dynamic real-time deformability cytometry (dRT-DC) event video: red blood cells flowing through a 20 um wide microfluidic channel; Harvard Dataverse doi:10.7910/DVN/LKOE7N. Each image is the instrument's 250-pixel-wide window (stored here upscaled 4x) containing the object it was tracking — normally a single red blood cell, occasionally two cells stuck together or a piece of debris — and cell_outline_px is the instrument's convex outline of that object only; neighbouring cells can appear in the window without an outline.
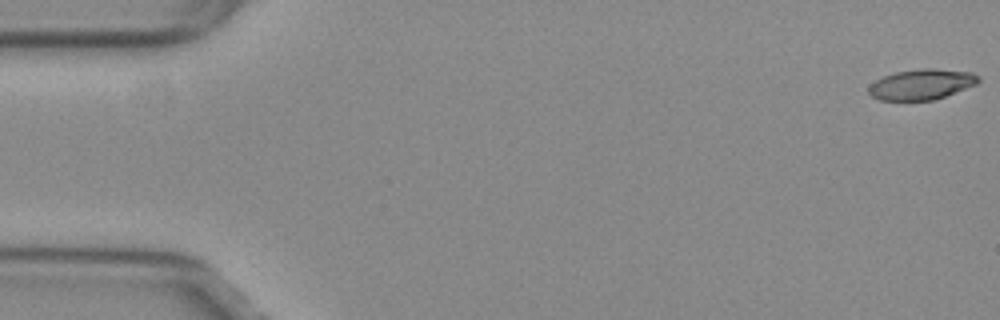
{"species": "common noctule bat (a hibernating species)", "species_latin": "Nyctalus noctula", "temperature_condition": "warm", "stored_images_in_passage": 54, "camera_frame_rate_fps": 3000, "um_per_image_px": 0.085, "animal": {"sex": "female", "body_mass_g": 29.2, "forearm_length_mm": 56.3}, "frame": {"image": 1, "passage_image": 1, "time_ms": 0.0, "image_size_px": [1000, 320], "cell_outline_px": [[980, 80], [976, 84], [944, 96], [932, 100], [880, 100], [872, 96], [868, 92], [868, 88], [876, 80], [884, 76], [896, 72], [920, 68], [932, 68], [972, 72], [980, 76]], "centroid_in_image_um": [78.34, 7.16], "position_along_channel_um": 6.7, "area_um2": 19.31}}
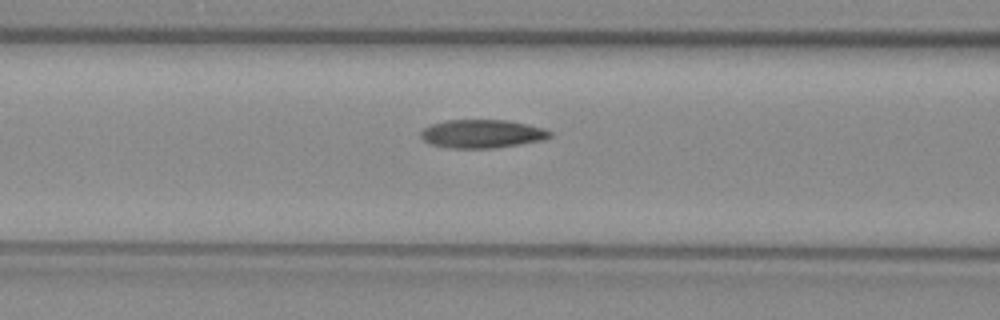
{"frame": {"image": 2, "passage_image": 22, "time_ms": 7.0, "image_size_px": [1000, 320], "cell_outline_px": [[552, 136], [544, 140], [520, 144], [492, 148], [448, 148], [428, 144], [420, 136], [420, 132], [424, 128], [432, 124], [448, 120], [504, 120], [528, 124], [544, 128], [552, 132]], "centroid_in_image_um": [40.98, 11.38], "position_along_channel_um": 125.6, "area_um2": 21.44}}
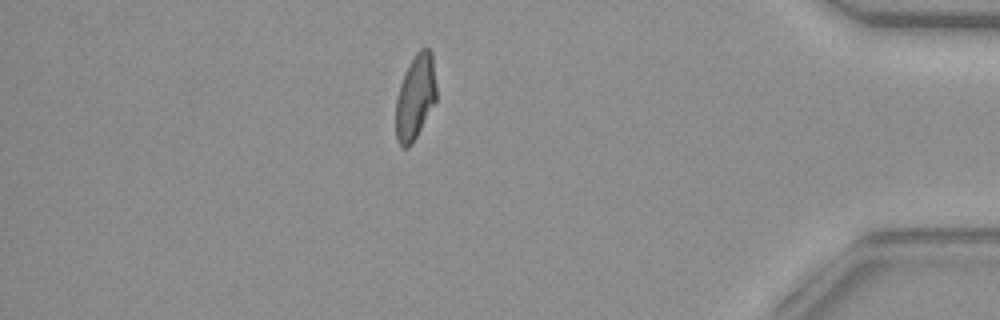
{"frame": {"image": 3, "passage_image": 47, "time_ms": 15.333, "image_size_px": [1000, 320], "cell_outline_px": [[436, 100], [412, 144], [408, 148], [400, 148], [396, 140], [396, 100], [400, 84], [404, 72], [408, 64], [416, 52], [420, 48], [428, 48], [432, 52], [436, 84]], "centroid_in_image_um": [35.29, 8.25], "position_along_channel_um": 399.9, "area_um2": 20.23}, "authors_computed_cell_mechanics": {"area_um2": 20.7791, "velocity_mm_per_s": 3.8237, "shape_relaxation_time_tau1_ms": null, "shape_relaxation_time_tau2_ms": 2.7814, "deformation_change_tau1": null, "deformation_change_tau2": 0.0864}}